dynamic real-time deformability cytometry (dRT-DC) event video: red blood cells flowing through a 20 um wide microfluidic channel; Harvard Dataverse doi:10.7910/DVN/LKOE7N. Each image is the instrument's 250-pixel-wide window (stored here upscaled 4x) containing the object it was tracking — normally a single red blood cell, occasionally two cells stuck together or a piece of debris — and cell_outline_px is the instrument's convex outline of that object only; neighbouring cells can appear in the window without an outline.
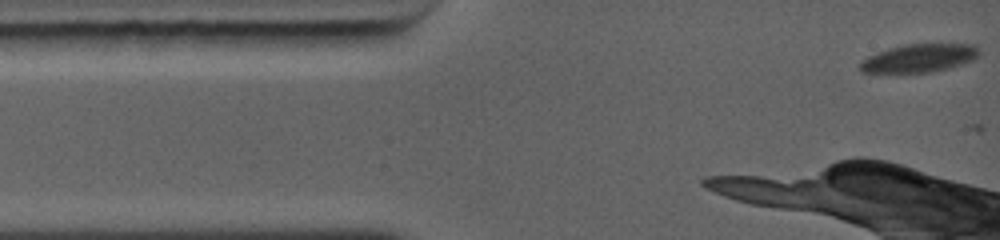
{"species": "common noctule bat (a hibernating species)", "species_latin": "Nyctalus noctula", "temperature_condition": "warm", "stored_images_in_passage": 8, "camera_frame_rate_fps": 5000, "um_per_image_px": 0.085, "animal": {"sex": "female", "body_mass_g": 19.0, "forearm_length_mm": 56.7}, "frame": {"image": 1, "passage_image": 1, "time_ms": 0.0, "image_size_px": [1000, 240], "cell_outline_px": [[980, 52], [972, 60], [948, 68], [928, 72], [896, 76], [860, 72], [860, 64], [868, 56], [888, 48], [904, 44], [976, 44]], "centroid_in_image_um": [78.03, 4.99], "position_along_channel_um": 7.0, "area_um2": 20.23}}
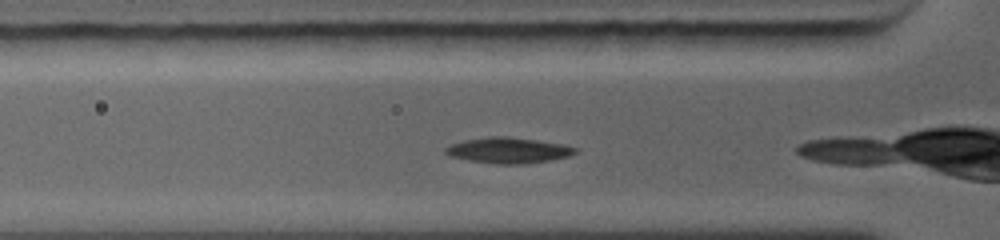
{"frame": {"image": 2, "passage_image": 6, "time_ms": 2.2, "image_size_px": [1000, 240], "cell_outline_px": [[576, 152], [568, 156], [552, 160], [524, 164], [496, 164], [472, 160], [452, 156], [444, 152], [444, 148], [452, 144], [464, 140], [496, 136], [508, 136], [536, 140], [560, 144], [576, 148]], "centroid_in_image_um": [43.21, 12.78], "position_along_channel_um": 82.6, "area_um2": 19.07}}